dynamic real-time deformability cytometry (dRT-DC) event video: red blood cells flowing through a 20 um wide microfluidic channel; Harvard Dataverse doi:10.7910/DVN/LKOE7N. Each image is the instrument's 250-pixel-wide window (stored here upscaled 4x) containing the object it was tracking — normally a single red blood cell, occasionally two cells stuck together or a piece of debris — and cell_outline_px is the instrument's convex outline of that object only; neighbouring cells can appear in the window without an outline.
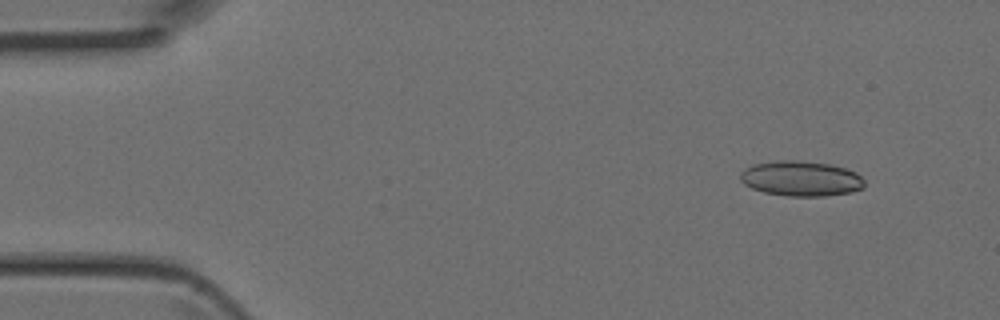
{"species": "Egyptian fruit bat (a non-hibernating species)", "species_latin": "Rousettus aegyptiacus", "temperature_condition": "room temperature", "stored_images_in_passage": 5, "camera_frame_rate_fps": 3000, "um_per_image_px": 0.085, "animal": {"sex": "female"}, "frame": {"image": 1, "passage_image": 1, "time_ms": 0.0, "image_size_px": [1000, 320], "cell_outline_px": [[864, 188], [852, 192], [824, 196], [788, 196], [764, 192], [752, 188], [744, 184], [740, 180], [740, 172], [744, 168], [752, 164], [780, 160], [796, 160], [828, 164], [844, 168], [856, 172], [864, 180]], "centroid_in_image_um": [68.07, 15.18], "position_along_channel_um": 16.9, "area_um2": 25.49}}
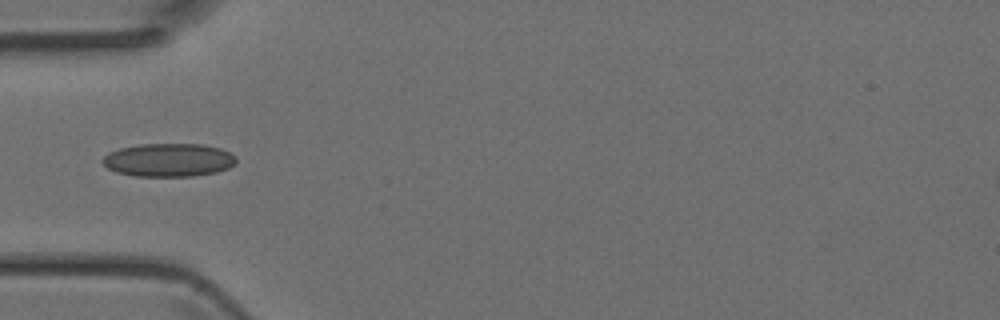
{"frame": {"image": 2, "passage_image": 4, "time_ms": 1.0, "image_size_px": [1000, 320], "cell_outline_px": [[236, 164], [228, 168], [216, 172], [192, 176], [136, 176], [116, 172], [108, 168], [100, 160], [108, 152], [120, 148], [140, 144], [200, 144], [220, 148], [236, 156]], "centroid_in_image_um": [14.32, 13.6], "position_along_channel_um": 70.7, "area_um2": 25.95}}
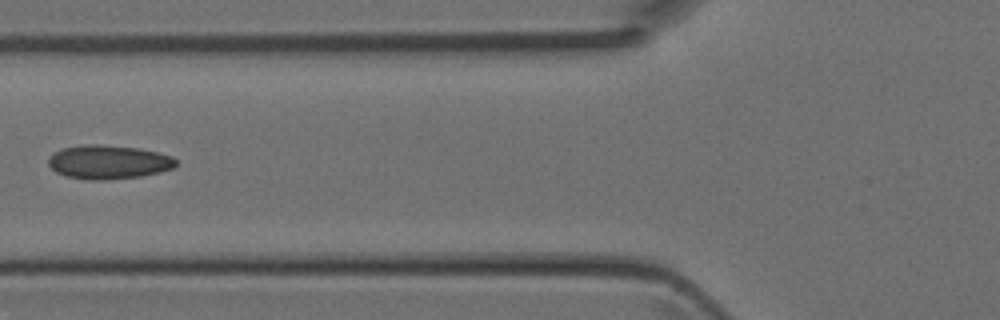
{"frame": {"image": 3, "passage_image": 5, "time_ms": 1.333, "image_size_px": [1000, 320], "cell_outline_px": [[176, 164], [172, 168], [160, 172], [140, 176], [104, 180], [88, 180], [68, 176], [56, 172], [48, 164], [48, 160], [56, 152], [64, 148], [88, 144], [96, 144], [140, 148], [172, 156], [176, 160]], "centroid_in_image_um": [9.24, 13.78], "position_along_channel_um": 116.6, "area_um2": 24.85}}